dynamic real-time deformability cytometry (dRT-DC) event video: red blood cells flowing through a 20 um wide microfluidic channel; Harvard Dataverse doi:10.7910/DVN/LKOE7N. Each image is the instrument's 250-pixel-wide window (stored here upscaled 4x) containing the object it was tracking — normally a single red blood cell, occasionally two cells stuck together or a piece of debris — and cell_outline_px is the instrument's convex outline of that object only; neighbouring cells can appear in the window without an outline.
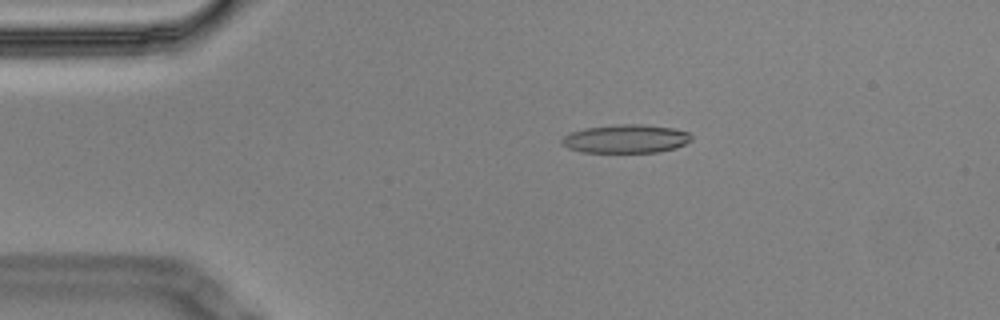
{"species": "Egyptian fruit bat (a non-hibernating species)", "species_latin": "Rousettus aegyptiacus", "temperature_condition": "cold", "stored_images_in_passage": 6, "camera_frame_rate_fps": 3000, "um_per_image_px": 0.085, "animal": {"sex": "male"}, "frame": {"image": 1, "passage_image": 3, "time_ms": 0.667, "image_size_px": [1000, 320], "cell_outline_px": [[692, 140], [676, 148], [660, 152], [580, 152], [568, 148], [560, 144], [560, 140], [564, 136], [572, 132], [584, 128], [616, 124], [640, 124], [672, 128], [688, 132], [692, 136]], "centroid_in_image_um": [53.18, 11.8], "position_along_channel_um": 31.8, "area_um2": 21.62}}
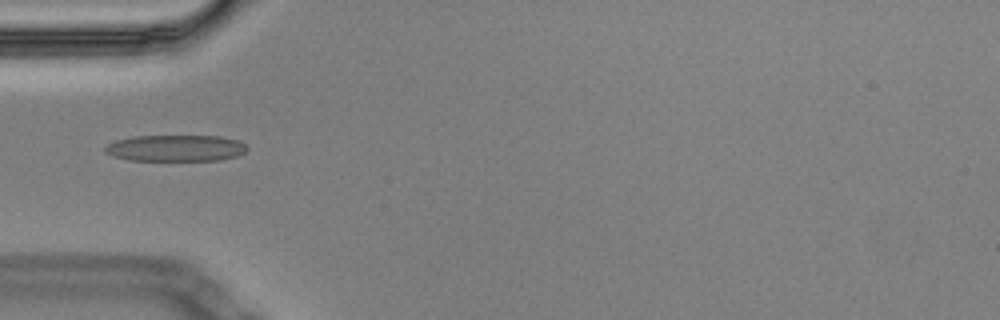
{"frame": {"image": 2, "passage_image": 5, "time_ms": 1.333, "image_size_px": [1000, 320], "cell_outline_px": [[248, 148], [244, 152], [236, 156], [220, 160], [128, 160], [112, 156], [104, 152], [104, 148], [108, 144], [116, 140], [136, 136], [220, 136], [236, 140], [244, 144]], "centroid_in_image_um": [14.9, 12.59], "position_along_channel_um": 70.1, "area_um2": 21.73}}